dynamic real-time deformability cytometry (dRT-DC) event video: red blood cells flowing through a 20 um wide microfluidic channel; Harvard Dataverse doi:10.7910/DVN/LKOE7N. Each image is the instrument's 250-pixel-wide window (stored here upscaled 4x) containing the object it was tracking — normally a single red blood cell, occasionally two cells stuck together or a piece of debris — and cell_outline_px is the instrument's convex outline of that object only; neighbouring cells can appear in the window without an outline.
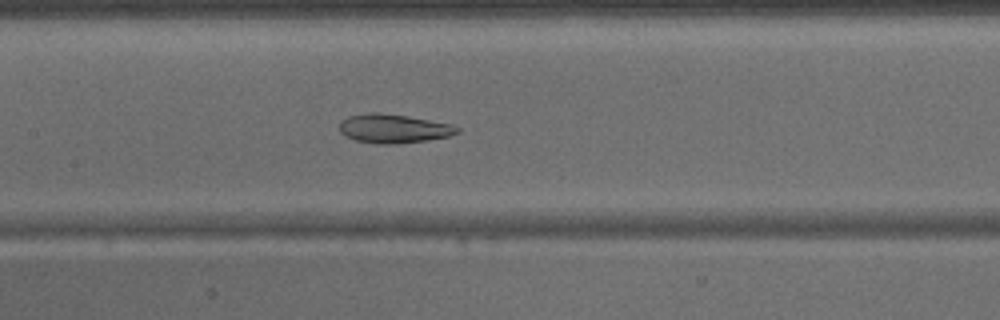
{"species": "common noctule bat (a hibernating species)", "species_latin": "Nyctalus noctula", "temperature_condition": "warm", "stored_images_in_passage": 36, "camera_frame_rate_fps": 3000, "um_per_image_px": 0.085, "animal": {"sex": "male", "body_mass_g": 15.6}, "frame": {"image": 1, "passage_image": 13, "time_ms": 4.0, "image_size_px": [1000, 320], "cell_outline_px": [[460, 132], [448, 136], [428, 140], [396, 144], [376, 144], [356, 140], [344, 136], [340, 132], [340, 120], [348, 116], [368, 112], [380, 112], [408, 116], [452, 124], [460, 128]], "centroid_in_image_um": [33.44, 10.92], "position_along_channel_um": 174.0, "area_um2": 20.06}}
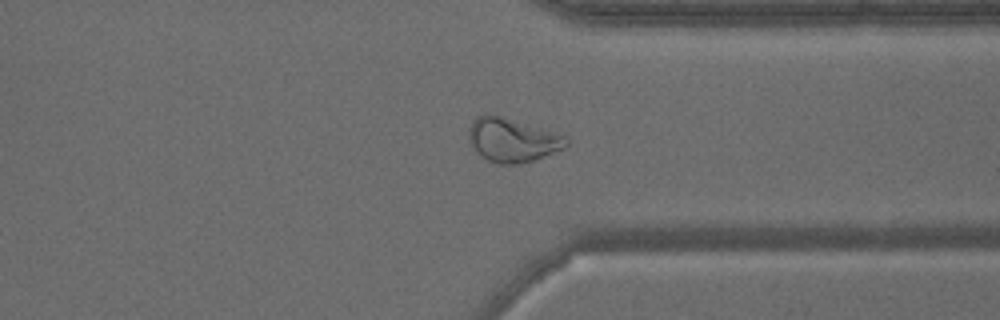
{"frame": {"image": 2, "passage_image": 26, "time_ms": 8.333, "image_size_px": [1000, 320], "cell_outline_px": [[568, 144], [564, 148], [532, 160], [520, 164], [500, 164], [488, 160], [480, 156], [468, 140], [468, 128], [472, 120], [476, 116], [488, 112], [564, 136], [568, 140]], "centroid_in_image_um": [43.46, 11.89], "position_along_channel_um": 367.9, "area_um2": 24.62}}
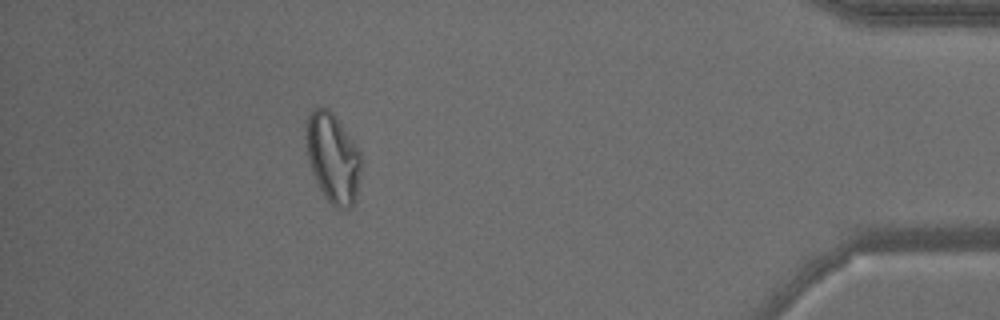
{"frame": {"image": 3, "passage_image": 32, "time_ms": 10.333, "image_size_px": [1000, 320], "cell_outline_px": [[360, 176], [356, 200], [348, 208], [336, 208], [328, 200], [320, 188], [312, 172], [308, 156], [304, 136], [308, 116], [316, 108], [328, 108], [332, 112], [352, 140], [360, 152]], "centroid_in_image_um": [28.28, 13.43], "position_along_channel_um": 406.9, "area_um2": 28.32}}